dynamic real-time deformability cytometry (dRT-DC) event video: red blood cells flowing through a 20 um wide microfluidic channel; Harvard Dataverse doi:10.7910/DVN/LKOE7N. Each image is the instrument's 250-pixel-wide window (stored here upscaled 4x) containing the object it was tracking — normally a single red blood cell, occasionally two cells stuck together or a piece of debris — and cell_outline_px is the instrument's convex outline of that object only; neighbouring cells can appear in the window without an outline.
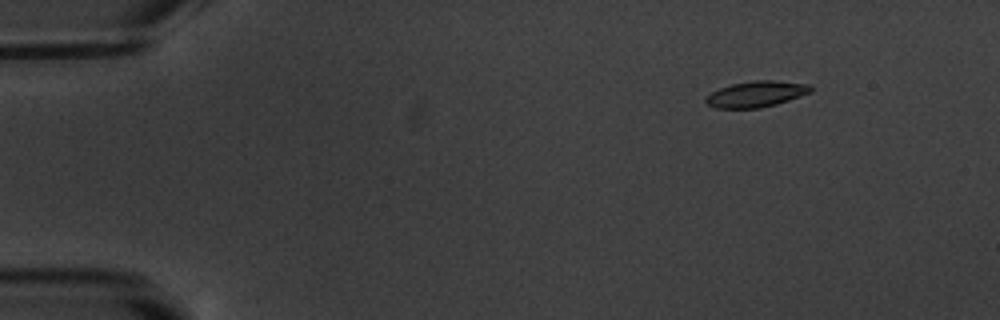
{"species": "common noctule bat (a hibernating species)", "species_latin": "Nyctalus noctula", "temperature_condition": "warm", "stored_images_in_passage": 7, "camera_frame_rate_fps": 3000, "um_per_image_px": 0.085, "animal": {"sex": "male", "body_mass_g": 20.1, "forearm_length_mm": 53.5}, "frame": {"image": 1, "passage_image": 3, "time_ms": 2.333, "image_size_px": [1000, 320], "cell_outline_px": [[812, 92], [776, 104], [760, 108], [716, 108], [708, 104], [704, 100], [704, 96], [720, 88], [732, 84], [752, 80], [772, 80], [808, 84], [812, 88]], "centroid_in_image_um": [64.26, 7.99], "position_along_channel_um": 20.7, "area_um2": 15.84}}
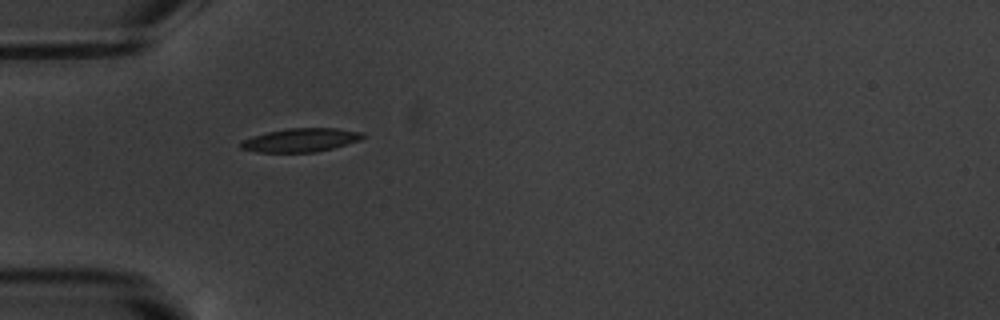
{"frame": {"image": 2, "passage_image": 6, "time_ms": 6.0, "image_size_px": [1000, 320], "cell_outline_px": [[364, 136], [360, 140], [332, 148], [316, 152], [256, 152], [240, 148], [236, 144], [240, 140], [252, 136], [268, 132], [288, 128], [336, 128], [364, 132]], "centroid_in_image_um": [25.5, 11.9], "position_along_channel_um": 59.5, "area_um2": 16.88}}